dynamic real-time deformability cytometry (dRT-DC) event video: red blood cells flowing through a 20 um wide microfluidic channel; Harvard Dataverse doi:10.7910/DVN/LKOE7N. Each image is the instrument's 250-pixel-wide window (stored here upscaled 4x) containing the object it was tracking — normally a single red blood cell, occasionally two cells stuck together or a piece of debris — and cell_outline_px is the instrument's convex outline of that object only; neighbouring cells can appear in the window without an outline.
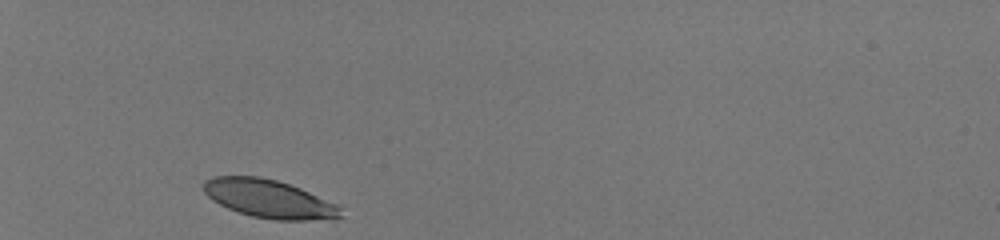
{"species": "human", "species_latin": "Homo sapiens", "temperature_condition": "room temperature", "stored_images_in_passage": 30, "camera_frame_rate_fps": 3000, "um_per_image_px": 0.085, "donor": {"sex": "male"}, "frame": {"image": 1, "passage_image": 1, "time_ms": 0.0, "image_size_px": [1000, 240], "cell_outline_px": [[344, 216], [308, 220], [276, 220], [252, 216], [228, 208], [212, 200], [204, 192], [204, 180], [212, 176], [256, 176], [276, 180], [300, 188], [336, 204], [340, 208]], "centroid_in_image_um": [22.83, 16.89], "position_along_channel_um": 62.2, "area_um2": 30.11}}
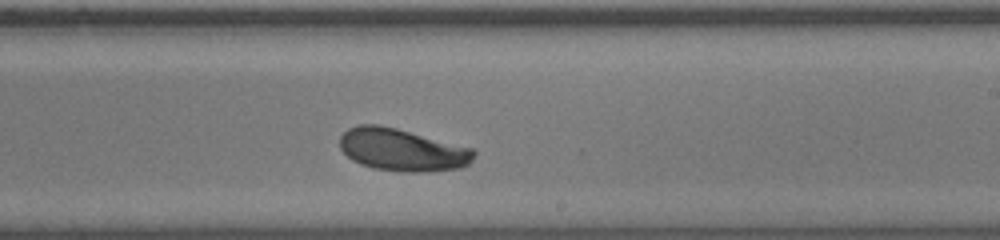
{"frame": {"image": 2, "passage_image": 18, "time_ms": 5.667, "image_size_px": [1000, 240], "cell_outline_px": [[476, 152], [472, 160], [468, 164], [460, 168], [420, 172], [404, 172], [372, 168], [360, 164], [352, 160], [340, 148], [340, 136], [348, 128], [360, 124], [380, 124], [396, 128], [472, 148]], "centroid_in_image_um": [34.16, 12.73], "position_along_channel_um": 254.8, "area_um2": 33.06}}
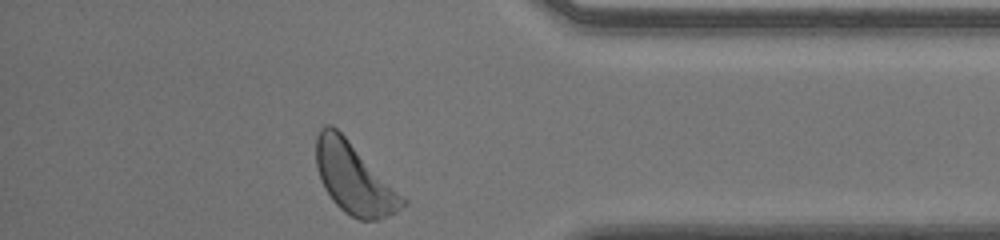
{"frame": {"image": 3, "passage_image": 30, "time_ms": 9.667, "image_size_px": [1000, 240], "cell_outline_px": [[408, 204], [396, 212], [380, 220], [360, 220], [344, 212], [332, 200], [324, 188], [316, 164], [316, 136], [320, 128], [324, 124], [332, 124], [408, 200]], "centroid_in_image_um": [30.1, 15.18], "position_along_channel_um": 405.1, "area_um2": 35.43}, "authors_computed_cell_mechanics": {"area_um2": 32.7437, "velocity_mm_per_s": 4.0071, "shape_relaxation_time_tau1_ms": 3.7673, "shape_relaxation_time_tau2_ms": null, "deformation_change_tau1": 0.1476, "deformation_change_tau2": null}}